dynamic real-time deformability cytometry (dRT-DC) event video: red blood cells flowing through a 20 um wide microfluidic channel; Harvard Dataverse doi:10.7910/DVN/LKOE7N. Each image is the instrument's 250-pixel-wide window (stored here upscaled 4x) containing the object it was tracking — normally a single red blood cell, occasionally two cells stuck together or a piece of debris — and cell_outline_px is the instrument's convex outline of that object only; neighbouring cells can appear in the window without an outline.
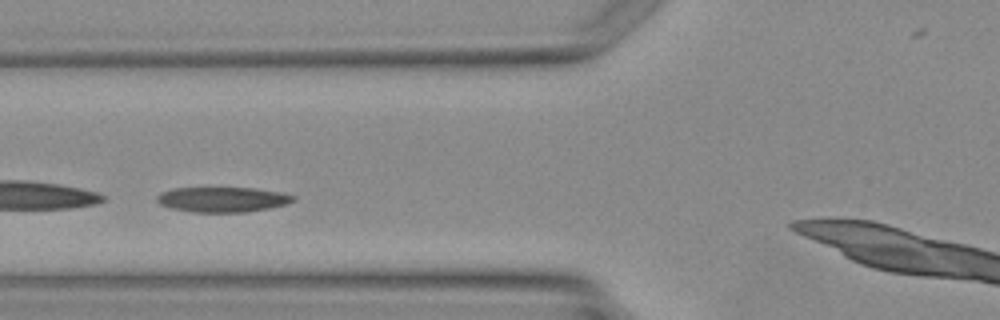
{"species": "Egyptian fruit bat (a non-hibernating species)", "species_latin": "Rousettus aegyptiacus", "temperature_condition": "warm", "stored_images_in_passage": 4, "camera_frame_rate_fps": 3000, "um_per_image_px": 0.085, "animal": {"sex": "female"}, "frame": {"image": 1, "passage_image": 3, "time_ms": 2.333, "image_size_px": [1000, 320], "cell_outline_px": [[296, 200], [288, 204], [268, 208], [244, 212], [192, 212], [172, 208], [160, 204], [156, 200], [156, 196], [160, 192], [172, 188], [252, 188], [280, 192], [296, 196]], "centroid_in_image_um": [18.91, 16.95], "position_along_channel_um": 106.9, "area_um2": 19.94}}